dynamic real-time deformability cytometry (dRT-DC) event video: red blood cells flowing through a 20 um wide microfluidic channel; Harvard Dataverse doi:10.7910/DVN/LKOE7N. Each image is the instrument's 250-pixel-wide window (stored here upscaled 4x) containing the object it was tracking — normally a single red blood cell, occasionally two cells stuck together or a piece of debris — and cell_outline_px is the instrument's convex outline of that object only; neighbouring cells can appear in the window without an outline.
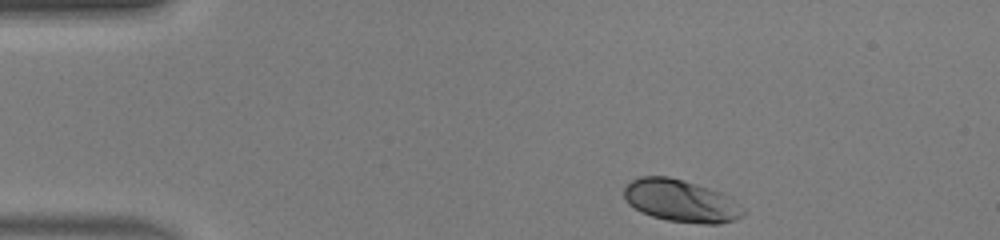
{"species": "human", "species_latin": "Homo sapiens", "temperature_condition": "warm", "stored_images_in_passage": 42, "camera_frame_rate_fps": 3000, "um_per_image_px": 0.085, "donor": {"sex": "male"}, "frame": {"image": 1, "passage_image": 1, "time_ms": 0.0, "image_size_px": [1000, 240], "cell_outline_px": [[744, 212], [736, 220], [720, 224], [704, 224], [668, 220], [652, 216], [640, 212], [628, 204], [624, 196], [624, 188], [632, 180], [640, 176], [668, 176], [684, 180], [720, 192], [728, 196], [744, 208]], "centroid_in_image_um": [57.86, 17.07], "position_along_channel_um": 27.1, "area_um2": 29.3}}
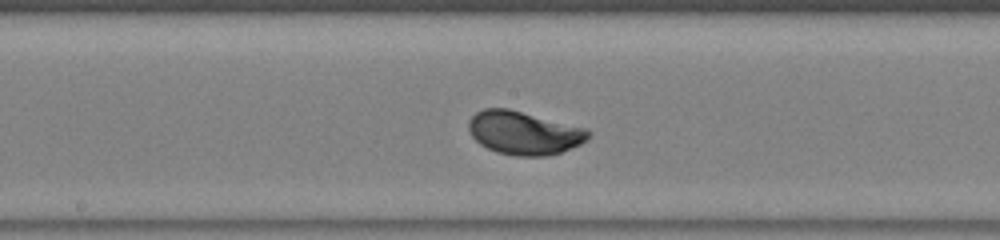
{"frame": {"image": 2, "passage_image": 19, "time_ms": 6.0, "image_size_px": [1000, 240], "cell_outline_px": [[592, 132], [588, 140], [580, 144], [560, 152], [548, 156], [516, 156], [496, 152], [480, 144], [472, 136], [468, 128], [468, 120], [476, 112], [484, 108], [508, 108], [588, 128]], "centroid_in_image_um": [44.55, 11.29], "position_along_channel_um": 203.6, "area_um2": 30.46}}
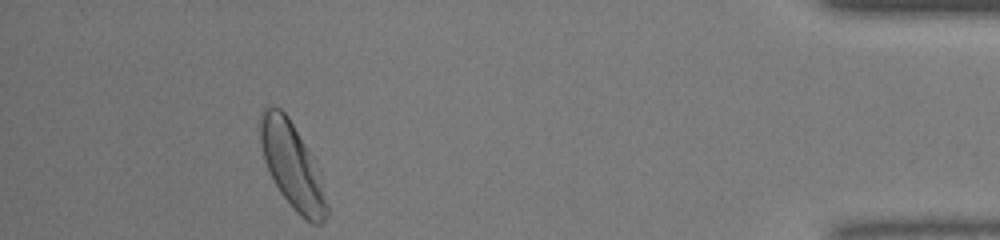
{"frame": {"image": 3, "passage_image": 38, "time_ms": 12.333, "image_size_px": [1000, 240], "cell_outline_px": [[328, 216], [320, 224], [312, 224], [300, 216], [296, 212], [280, 192], [264, 160], [260, 144], [260, 112], [264, 108], [272, 104], [280, 108], [288, 116], [320, 168], [328, 208]], "centroid_in_image_um": [24.86, 14.07], "position_along_channel_um": 410.3, "area_um2": 33.41}, "authors_computed_cell_mechanics": {"area_um2": 29.6803, "velocity_mm_per_s": 4.1617, "shape_relaxation_time_tau1_ms": 1.5282, "shape_relaxation_time_tau2_ms": null, "deformation_change_tau1": 0.1442, "deformation_change_tau2": null}}